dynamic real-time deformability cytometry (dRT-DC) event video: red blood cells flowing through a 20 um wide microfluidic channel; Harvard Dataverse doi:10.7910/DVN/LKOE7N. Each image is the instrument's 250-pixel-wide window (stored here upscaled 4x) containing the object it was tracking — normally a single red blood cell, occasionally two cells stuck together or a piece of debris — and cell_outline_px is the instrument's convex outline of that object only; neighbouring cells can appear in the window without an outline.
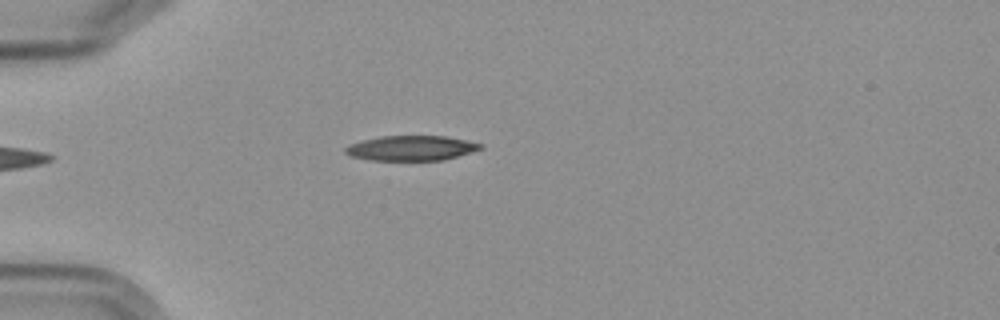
{"species": "Egyptian fruit bat (a non-hibernating species)", "species_latin": "Rousettus aegyptiacus", "temperature_condition": "cold", "stored_images_in_passage": 2, "camera_frame_rate_fps": 3000, "um_per_image_px": 0.085, "frame": {"image": 1, "passage_image": 2, "time_ms": 1.333, "image_size_px": [1000, 320], "cell_outline_px": [[484, 148], [472, 152], [444, 160], [368, 160], [348, 156], [344, 152], [344, 148], [352, 144], [364, 140], [380, 136], [444, 136], [484, 144]], "centroid_in_image_um": [34.96, 12.6], "position_along_channel_um": 50.0, "area_um2": 19.65}}